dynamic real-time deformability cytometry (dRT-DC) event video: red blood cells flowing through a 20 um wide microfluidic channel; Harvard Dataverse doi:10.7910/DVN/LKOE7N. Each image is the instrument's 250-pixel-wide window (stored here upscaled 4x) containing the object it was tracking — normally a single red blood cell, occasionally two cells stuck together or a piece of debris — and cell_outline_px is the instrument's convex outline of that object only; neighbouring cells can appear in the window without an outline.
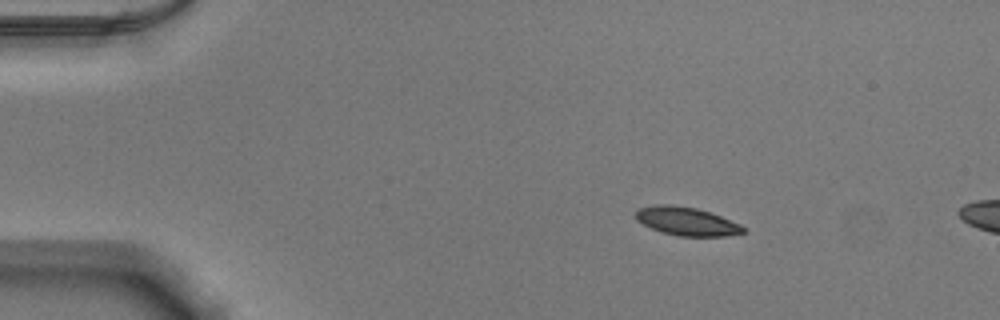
{"species": "Egyptian fruit bat (a non-hibernating species)", "species_latin": "Rousettus aegyptiacus", "temperature_condition": "warm", "stored_images_in_passage": 17, "camera_frame_rate_fps": 3000, "um_per_image_px": 0.085, "animal": {"sex": "male"}, "frame": {"image": 1, "passage_image": 10, "time_ms": 3.0, "image_size_px": [1000, 320], "cell_outline_px": [[744, 232], [724, 236], [680, 236], [660, 232], [636, 220], [636, 208], [656, 204], [668, 204], [696, 208], [720, 216], [740, 224], [744, 228]], "centroid_in_image_um": [58.31, 18.8], "position_along_channel_um": 26.7, "area_um2": 17.63}}